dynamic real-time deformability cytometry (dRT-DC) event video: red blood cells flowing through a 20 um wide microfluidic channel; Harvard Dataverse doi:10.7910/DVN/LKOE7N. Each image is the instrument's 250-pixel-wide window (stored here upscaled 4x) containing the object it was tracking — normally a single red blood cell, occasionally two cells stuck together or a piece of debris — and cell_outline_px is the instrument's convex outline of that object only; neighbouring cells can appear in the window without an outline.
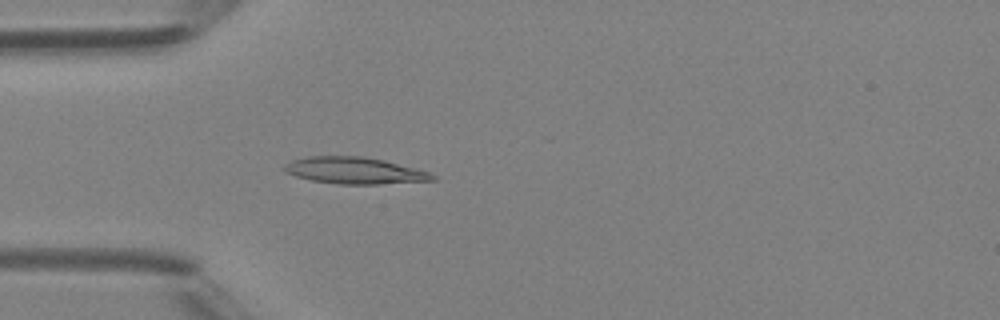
{"species": "Egyptian fruit bat (a non-hibernating species)", "species_latin": "Rousettus aegyptiacus", "temperature_condition": "room temperature", "stored_images_in_passage": 4, "camera_frame_rate_fps": 3000, "um_per_image_px": 0.085, "animal": {"sex": "female"}, "frame": {"image": 1, "passage_image": 4, "time_ms": 3.333, "image_size_px": [1000, 320], "cell_outline_px": [[436, 180], [376, 184], [336, 184], [312, 180], [296, 176], [284, 172], [284, 164], [292, 160], [308, 156], [364, 156], [384, 160], [428, 172], [436, 176]], "centroid_in_image_um": [30.1, 14.49], "position_along_channel_um": 54.9, "area_um2": 22.89}}